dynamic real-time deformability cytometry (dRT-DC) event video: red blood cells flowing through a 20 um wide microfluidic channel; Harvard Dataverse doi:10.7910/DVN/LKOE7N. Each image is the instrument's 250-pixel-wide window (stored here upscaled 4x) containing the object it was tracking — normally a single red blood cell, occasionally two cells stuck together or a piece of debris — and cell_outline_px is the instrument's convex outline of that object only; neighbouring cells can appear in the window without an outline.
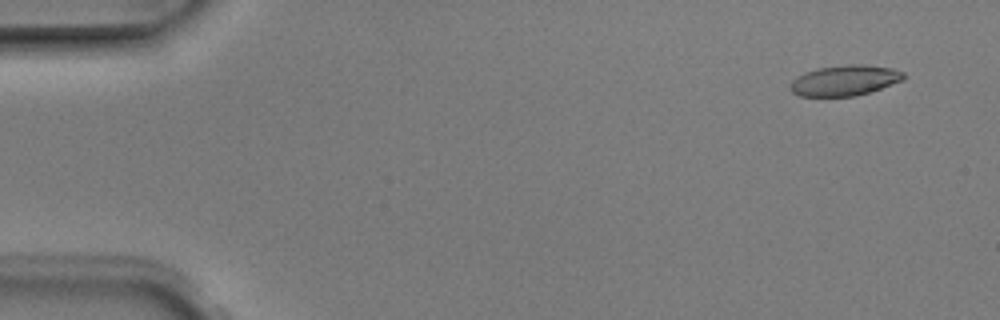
{"species": "Egyptian fruit bat (a non-hibernating species)", "species_latin": "Rousettus aegyptiacus", "temperature_condition": "room temperature", "stored_images_in_passage": 6, "camera_frame_rate_fps": 3000, "um_per_image_px": 0.085, "animal": {"sex": "male"}, "frame": {"image": 1, "passage_image": 1, "time_ms": 0.0, "image_size_px": [1000, 320], "cell_outline_px": [[904, 80], [856, 96], [800, 96], [792, 92], [792, 80], [816, 68], [848, 64], [864, 64], [892, 68], [904, 72]], "centroid_in_image_um": [71.85, 6.83], "position_along_channel_um": 13.2, "area_um2": 19.88}}
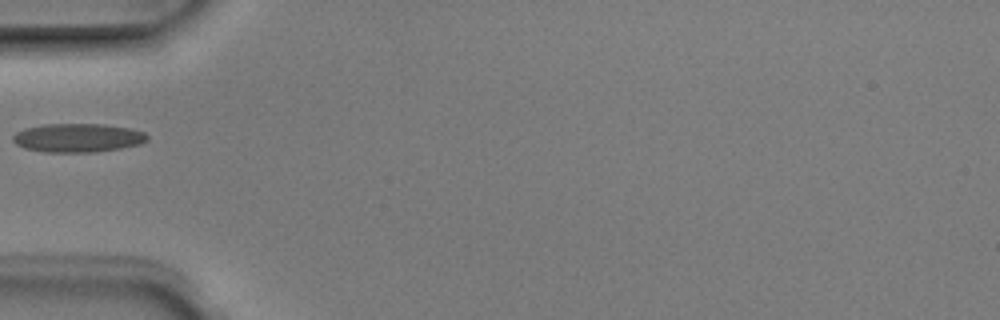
{"frame": {"image": 2, "passage_image": 5, "time_ms": 1.333, "image_size_px": [1000, 320], "cell_outline_px": [[148, 140], [140, 144], [120, 148], [96, 152], [44, 152], [24, 148], [16, 144], [12, 140], [12, 136], [16, 132], [24, 128], [44, 124], [104, 124], [128, 128], [144, 132], [148, 136]], "centroid_in_image_um": [6.59, 11.71], "position_along_channel_um": 78.4, "area_um2": 22.54}}
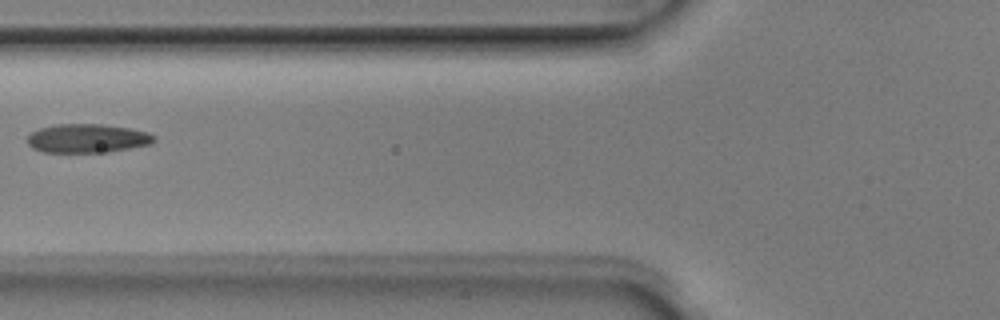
{"frame": {"image": 3, "passage_image": 6, "time_ms": 1.667, "image_size_px": [1000, 320], "cell_outline_px": [[156, 140], [152, 144], [108, 152], [44, 152], [32, 148], [28, 144], [28, 136], [32, 132], [40, 128], [56, 124], [100, 124], [128, 128], [148, 132], [156, 136]], "centroid_in_image_um": [7.45, 11.76], "position_along_channel_um": 118.4, "area_um2": 21.27}}